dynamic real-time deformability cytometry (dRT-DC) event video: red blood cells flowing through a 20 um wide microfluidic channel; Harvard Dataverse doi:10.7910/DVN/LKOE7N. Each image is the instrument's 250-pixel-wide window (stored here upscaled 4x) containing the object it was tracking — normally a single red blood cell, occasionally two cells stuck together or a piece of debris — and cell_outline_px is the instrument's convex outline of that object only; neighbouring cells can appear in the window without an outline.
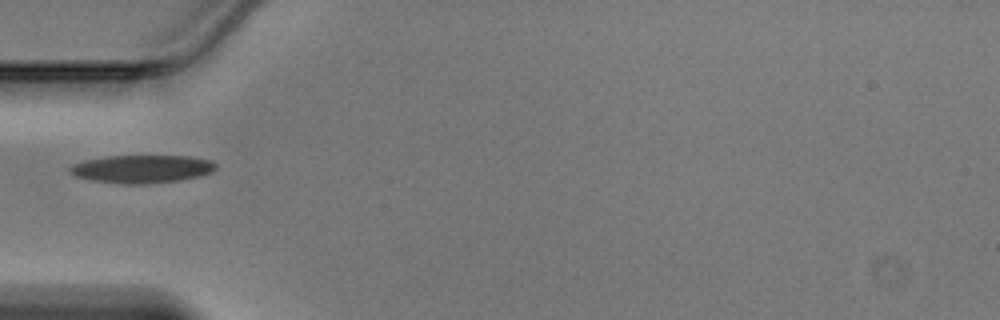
{"species": "Egyptian fruit bat (a non-hibernating species)", "species_latin": "Rousettus aegyptiacus", "temperature_condition": "warm", "stored_images_in_passage": 32, "camera_frame_rate_fps": 3000, "um_per_image_px": 0.085, "animal": {"sex": "male"}, "frame": {"image": 1, "passage_image": 1, "time_ms": 0.0, "image_size_px": [1000, 320], "cell_outline_px": [[216, 168], [212, 172], [200, 176], [180, 180], [148, 184], [120, 184], [92, 180], [76, 176], [68, 172], [68, 168], [72, 164], [84, 160], [108, 156], [188, 156], [208, 160], [216, 164]], "centroid_in_image_um": [12.03, 14.37], "position_along_channel_um": 73.0, "area_um2": 23.87}}
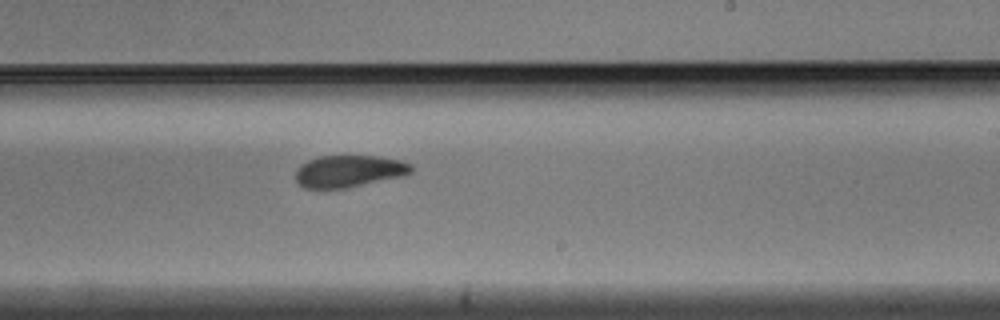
{"frame": {"image": 2, "passage_image": 14, "time_ms": 4.333, "image_size_px": [1000, 320], "cell_outline_px": [[412, 172], [404, 176], [344, 188], [304, 188], [296, 180], [296, 172], [300, 164], [308, 160], [320, 156], [380, 156], [400, 160], [412, 164]], "centroid_in_image_um": [29.68, 14.54], "position_along_channel_um": 259.3, "area_um2": 21.5}}
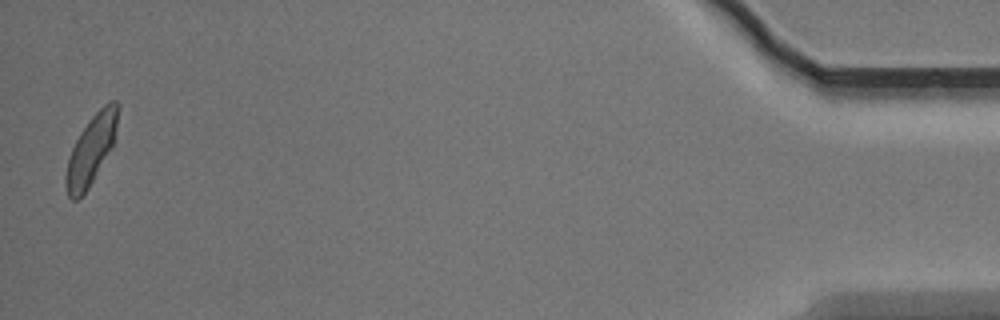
{"frame": {"image": 3, "passage_image": 32, "time_ms": 10.333, "image_size_px": [1000, 320], "cell_outline_px": [[120, 104], [112, 144], [88, 188], [76, 200], [72, 200], [68, 196], [64, 184], [64, 176], [68, 156], [80, 132], [88, 120], [108, 100], [116, 100]], "centroid_in_image_um": [7.7, 12.7], "position_along_channel_um": 427.5, "area_um2": 20.58}}